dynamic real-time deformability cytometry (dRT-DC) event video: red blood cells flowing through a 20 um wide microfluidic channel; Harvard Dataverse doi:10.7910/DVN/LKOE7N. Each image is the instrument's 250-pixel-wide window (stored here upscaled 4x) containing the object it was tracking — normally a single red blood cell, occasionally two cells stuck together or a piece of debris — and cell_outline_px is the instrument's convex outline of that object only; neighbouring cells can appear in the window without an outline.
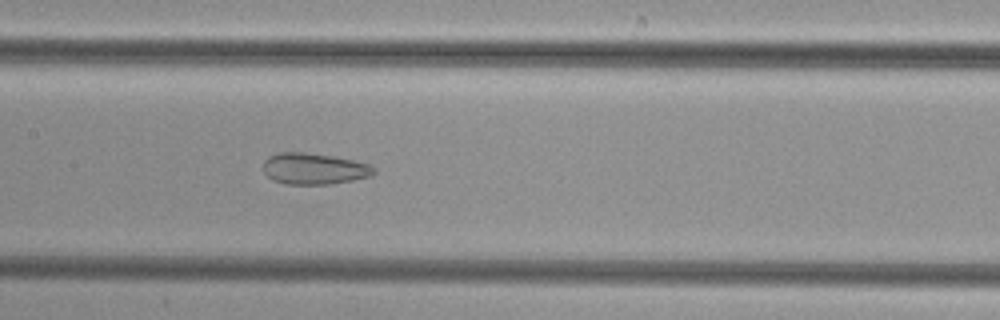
{"species": "common noctule bat (a hibernating species)", "species_latin": "Nyctalus noctula", "temperature_condition": "cold", "stored_images_in_passage": 52, "camera_frame_rate_fps": 3000, "um_per_image_px": 0.085, "animal": {"sex": "female", "body_mass_g": 29.2, "forearm_length_mm": 56.3}, "frame": {"image": 1, "passage_image": 25, "time_ms": 8.0, "image_size_px": [1000, 320], "cell_outline_px": [[376, 172], [372, 176], [352, 180], [328, 184], [284, 184], [272, 180], [264, 172], [264, 160], [268, 156], [280, 152], [304, 152], [332, 156], [372, 164], [376, 168]], "centroid_in_image_um": [26.71, 14.34], "position_along_channel_um": 180.7, "area_um2": 20.29}}
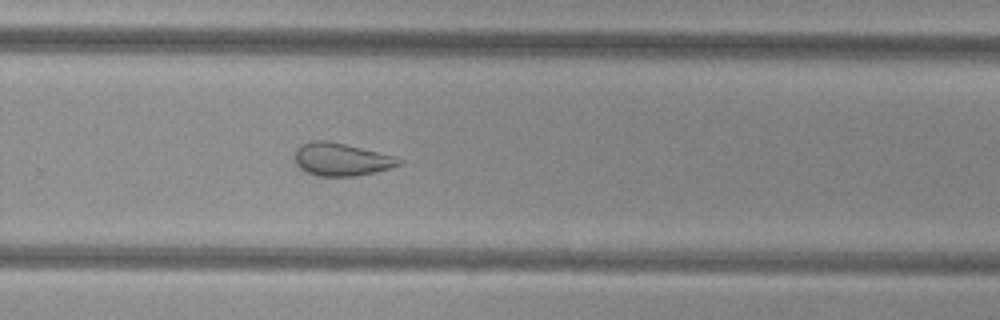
{"frame": {"image": 2, "passage_image": 34, "time_ms": 11.0, "image_size_px": [1000, 320], "cell_outline_px": [[404, 164], [392, 168], [376, 172], [356, 176], [316, 176], [300, 168], [296, 164], [292, 156], [296, 148], [300, 144], [312, 140], [328, 140], [392, 156], [404, 160]], "centroid_in_image_um": [28.97, 13.55], "position_along_channel_um": 300.8, "area_um2": 20.11}}
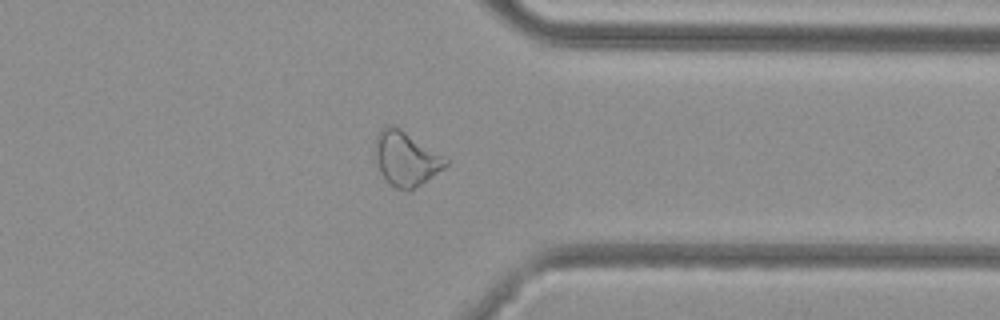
{"frame": {"image": 3, "passage_image": 40, "time_ms": 13.0, "image_size_px": [1000, 320], "cell_outline_px": [[448, 164], [444, 168], [408, 192], [396, 188], [388, 184], [380, 172], [376, 160], [376, 136], [380, 128], [388, 124], [392, 124], [400, 128], [444, 156], [448, 160]], "centroid_in_image_um": [34.48, 13.48], "position_along_channel_um": 376.9, "area_um2": 22.25}}